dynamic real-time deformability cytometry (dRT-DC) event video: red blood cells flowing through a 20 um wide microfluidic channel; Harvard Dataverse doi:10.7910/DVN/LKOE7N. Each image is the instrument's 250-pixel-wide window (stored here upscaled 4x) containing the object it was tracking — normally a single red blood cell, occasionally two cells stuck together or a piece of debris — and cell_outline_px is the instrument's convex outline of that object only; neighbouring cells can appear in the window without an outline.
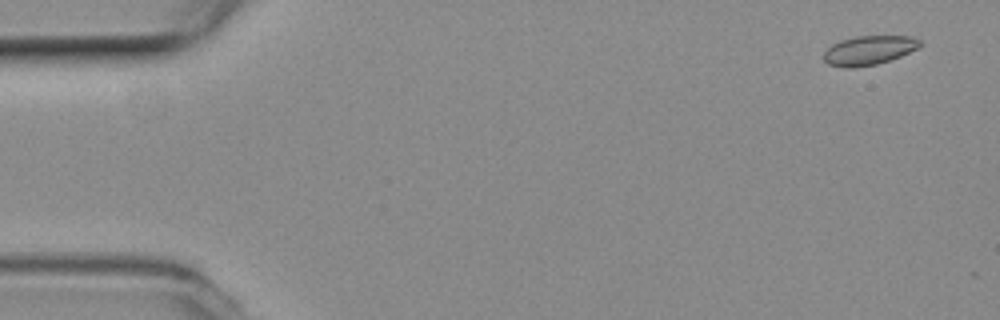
{"species": "common noctule bat (a hibernating species)", "species_latin": "Nyctalus noctula", "temperature_condition": "room temperature", "stored_images_in_passage": 14, "camera_frame_rate_fps": 3000, "um_per_image_px": 0.085, "animal": {"sex": "female", "body_mass_g": 19.3, "forearm_length_mm": 54.1}, "frame": {"image": 1, "passage_image": 3, "time_ms": 0.667, "image_size_px": [1000, 320], "cell_outline_px": [[920, 44], [916, 48], [900, 56], [876, 64], [852, 68], [848, 68], [828, 64], [824, 60], [824, 52], [832, 44], [840, 40], [856, 36], [912, 36], [920, 40]], "centroid_in_image_um": [73.82, 4.27], "position_along_channel_um": 11.2, "area_um2": 16.13}}